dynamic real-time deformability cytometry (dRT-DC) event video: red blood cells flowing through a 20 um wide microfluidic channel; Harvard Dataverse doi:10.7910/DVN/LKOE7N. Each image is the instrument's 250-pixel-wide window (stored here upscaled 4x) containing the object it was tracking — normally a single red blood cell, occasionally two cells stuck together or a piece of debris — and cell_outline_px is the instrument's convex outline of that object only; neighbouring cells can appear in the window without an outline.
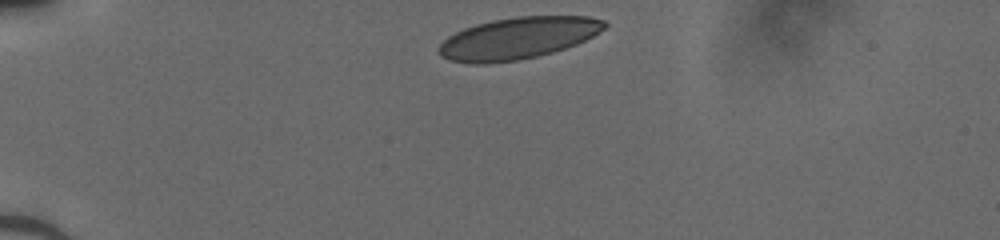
{"species": "human", "species_latin": "Homo sapiens", "temperature_condition": "cold", "stored_images_in_passage": 31, "camera_frame_rate_fps": 3000, "um_per_image_px": 0.085, "donor": {"sex": "male"}, "frame": {"image": 1, "passage_image": 1, "time_ms": 0.0, "image_size_px": [1000, 240], "cell_outline_px": [[608, 24], [600, 32], [576, 44], [552, 52], [520, 60], [484, 64], [476, 64], [448, 60], [440, 56], [436, 52], [436, 48], [448, 36], [464, 28], [476, 24], [492, 20], [516, 16], [588, 16], [604, 20]], "centroid_in_image_um": [43.98, 3.25], "position_along_channel_um": 41.0, "area_um2": 40.46}}
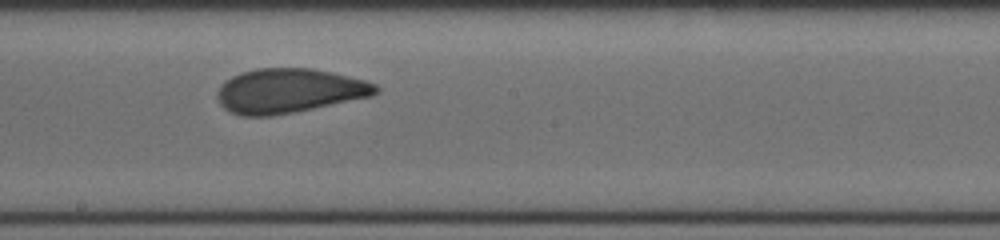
{"frame": {"image": 2, "passage_image": 18, "time_ms": 5.667, "image_size_px": [1000, 240], "cell_outline_px": [[380, 92], [372, 96], [272, 116], [240, 116], [228, 112], [220, 104], [216, 96], [216, 92], [220, 84], [224, 80], [240, 72], [256, 68], [312, 68], [332, 72], [364, 80], [376, 84], [380, 88]], "centroid_in_image_um": [24.52, 7.71], "position_along_channel_um": 223.7, "area_um2": 41.27}}
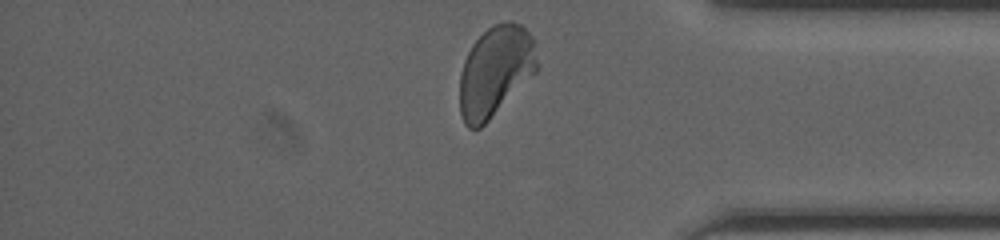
{"frame": {"image": 3, "passage_image": 31, "time_ms": 10.0, "image_size_px": [1000, 240], "cell_outline_px": [[540, 64], [536, 72], [480, 128], [468, 128], [464, 124], [460, 112], [460, 72], [464, 60], [472, 44], [492, 24], [508, 20], [512, 20], [520, 24], [532, 36]], "centroid_in_image_um": [42.11, 6.02], "position_along_channel_um": 393.1, "area_um2": 40.86}}